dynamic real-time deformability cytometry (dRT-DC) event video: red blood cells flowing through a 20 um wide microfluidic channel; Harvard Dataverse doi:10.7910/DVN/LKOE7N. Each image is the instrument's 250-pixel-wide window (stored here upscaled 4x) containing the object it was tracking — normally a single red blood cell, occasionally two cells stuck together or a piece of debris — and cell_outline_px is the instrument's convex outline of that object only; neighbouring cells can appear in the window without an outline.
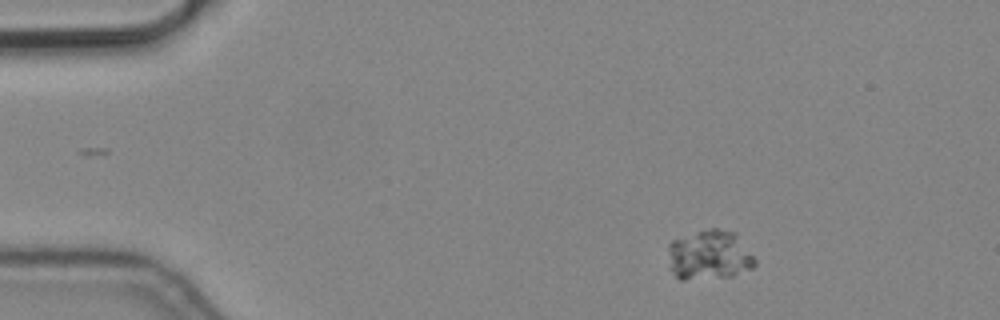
{"species": "common noctule bat (a hibernating species)", "species_latin": "Nyctalus noctula", "temperature_condition": "cold", "stored_images_in_passage": 4, "camera_frame_rate_fps": 3000, "um_per_image_px": 0.085, "animal": {"sex": "male", "body_mass_g": 19.2, "forearm_length_mm": 51.8}, "frame": {"image": 1, "passage_image": 1, "time_ms": 0.0, "image_size_px": [1000, 320], "cell_outline_px": [[756, 264], [752, 268], [732, 276], [684, 280], [680, 280], [668, 268], [668, 244], [672, 240], [696, 232], [712, 228], [716, 228], [736, 232], [756, 260]], "centroid_in_image_um": [60.27, 21.69], "position_along_channel_um": 24.7, "area_um2": 25.37}}